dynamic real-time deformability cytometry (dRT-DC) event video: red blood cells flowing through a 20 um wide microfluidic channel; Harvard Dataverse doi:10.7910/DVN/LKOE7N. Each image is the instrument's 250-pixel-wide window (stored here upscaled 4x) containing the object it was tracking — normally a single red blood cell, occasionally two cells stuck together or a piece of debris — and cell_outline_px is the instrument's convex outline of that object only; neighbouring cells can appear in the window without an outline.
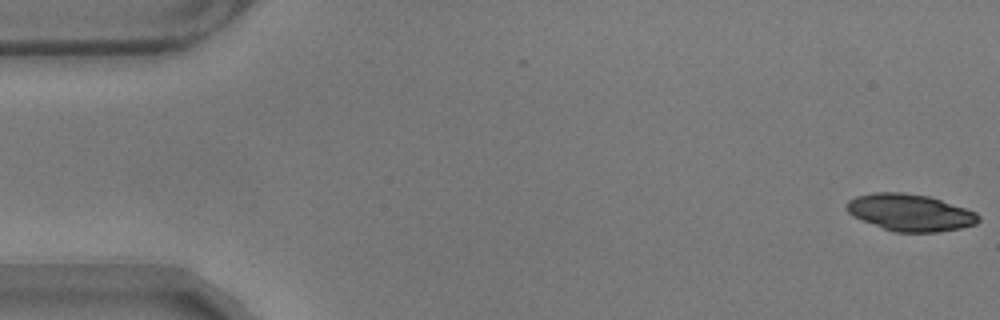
{"species": "common noctule bat (a hibernating species)", "species_latin": "Nyctalus noctula", "temperature_condition": "warm", "stored_images_in_passage": 56, "camera_frame_rate_fps": 3000, "um_per_image_px": 0.085, "animal": {"sex": "male", "body_mass_g": 17.9}, "frame": {"image": 1, "passage_image": 1, "time_ms": 0.0, "image_size_px": [1000, 320], "cell_outline_px": [[980, 220], [976, 224], [960, 228], [936, 232], [892, 232], [852, 216], [844, 208], [844, 204], [848, 200], [856, 196], [872, 192], [904, 192], [928, 196], [976, 212], [980, 216]], "centroid_in_image_um": [77.31, 18.06], "position_along_channel_um": 7.7, "area_um2": 28.5}}